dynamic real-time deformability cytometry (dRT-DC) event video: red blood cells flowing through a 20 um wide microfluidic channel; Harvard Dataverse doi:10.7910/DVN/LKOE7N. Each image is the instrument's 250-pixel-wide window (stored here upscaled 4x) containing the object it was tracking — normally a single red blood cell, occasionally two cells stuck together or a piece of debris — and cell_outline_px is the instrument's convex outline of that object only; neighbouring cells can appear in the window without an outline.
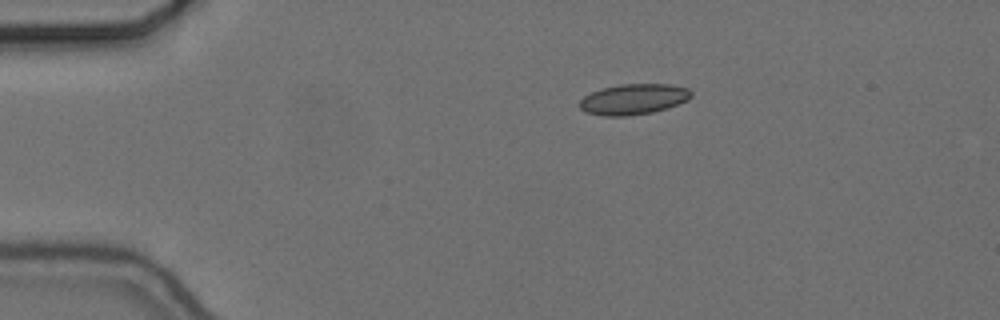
{"species": "common noctule bat (a hibernating species)", "species_latin": "Nyctalus noctula", "temperature_condition": "cold", "stored_images_in_passage": 46, "camera_frame_rate_fps": 3000, "um_per_image_px": 0.085, "animal": {"sex": "female", "body_mass_g": 24.6, "forearm_length_mm": 56.2}, "frame": {"image": 1, "passage_image": 1, "time_ms": 0.0, "image_size_px": [1000, 320], "cell_outline_px": [[692, 96], [688, 100], [652, 112], [628, 116], [604, 116], [584, 112], [580, 108], [580, 100], [584, 96], [600, 88], [620, 84], [672, 84], [688, 88], [692, 92]], "centroid_in_image_um": [53.83, 8.42], "position_along_channel_um": 31.2, "area_um2": 19.94}}
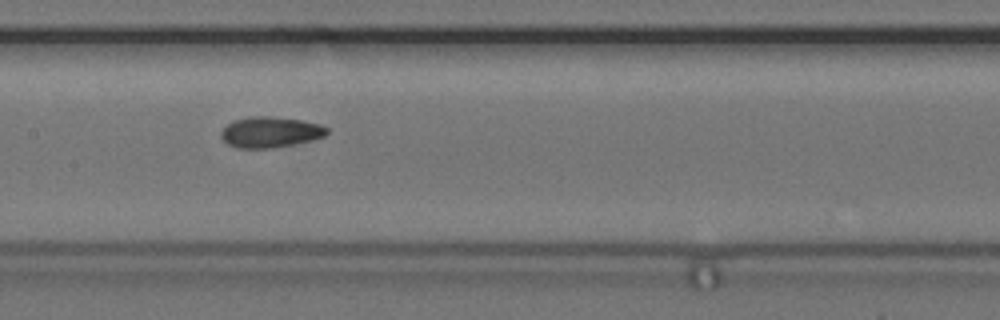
{"frame": {"image": 2, "passage_image": 18, "time_ms": 5.667, "image_size_px": [1000, 320], "cell_outline_px": [[328, 132], [324, 136], [292, 144], [272, 148], [236, 148], [228, 144], [220, 136], [220, 132], [228, 124], [236, 120], [252, 116], [272, 116], [300, 120], [320, 124], [328, 128]], "centroid_in_image_um": [22.95, 11.23], "position_along_channel_um": 184.4, "area_um2": 18.73}}
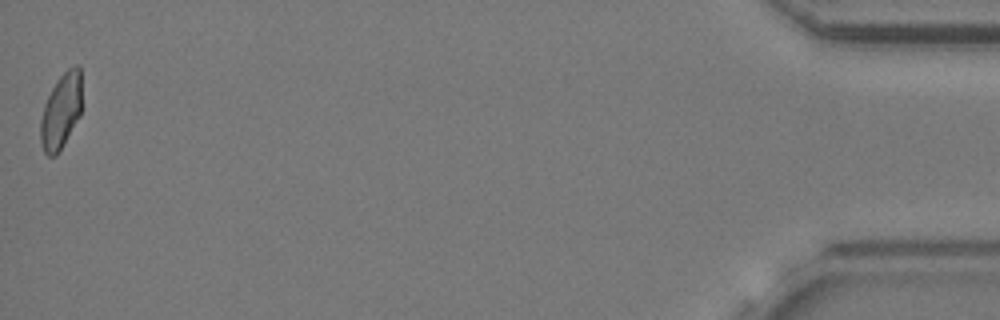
{"frame": {"image": 3, "passage_image": 46, "time_ms": 15.0, "image_size_px": [1000, 320], "cell_outline_px": [[80, 116], [60, 152], [56, 156], [48, 156], [44, 152], [40, 140], [40, 120], [44, 104], [56, 80], [68, 68], [76, 64], [80, 64]], "centroid_in_image_um": [5.17, 9.47], "position_along_channel_um": 430.0, "area_um2": 18.21}, "authors_computed_cell_mechanics": {"area_um2": 18.8139, "velocity_mm_per_s": 3.6582, "shape_relaxation_time_tau1_ms": 3.1161, "shape_relaxation_time_tau2_ms": 1.8119, "deformation_change_tau1": 0.065, "deformation_change_tau2": 0.0534}}